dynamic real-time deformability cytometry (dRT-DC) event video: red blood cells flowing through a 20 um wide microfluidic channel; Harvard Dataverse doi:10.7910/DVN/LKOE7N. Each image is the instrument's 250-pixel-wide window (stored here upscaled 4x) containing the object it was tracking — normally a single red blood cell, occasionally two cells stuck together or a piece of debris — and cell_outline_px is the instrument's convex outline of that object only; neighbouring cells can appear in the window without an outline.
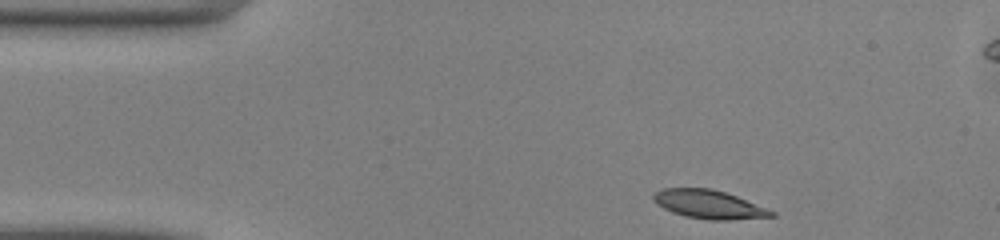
{"species": "common noctule bat (a hibernating species)", "species_latin": "Nyctalus noctula", "temperature_condition": "warm", "stored_images_in_passage": 44, "segment_of_instrument_passage": [1, 2], "camera_frame_rate_fps": 3000, "um_per_image_px": 0.085, "animal": {"sex": "male", "body_mass_g": 13.0, "forearm_length_mm": 53.1}, "frame": {"image": 1, "passage_image": 1, "time_ms": 0.0, "image_size_px": [1000, 240], "cell_outline_px": [[776, 216], [728, 220], [708, 220], [684, 216], [672, 212], [656, 204], [652, 200], [652, 192], [664, 188], [712, 188], [736, 196], [768, 208], [776, 212]], "centroid_in_image_um": [60.23, 17.37], "position_along_channel_um": 24.8, "area_um2": 19.83}}
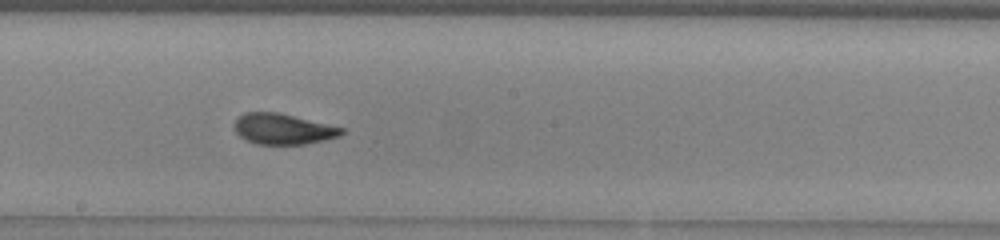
{"frame": {"image": 2, "passage_image": 20, "time_ms": 6.333, "image_size_px": [1000, 240], "cell_outline_px": [[344, 132], [340, 136], [324, 140], [304, 144], [256, 144], [244, 140], [236, 132], [236, 120], [244, 112], [276, 112], [344, 128]], "centroid_in_image_um": [24.05, 10.97], "position_along_channel_um": 224.1, "area_um2": 18.9}}
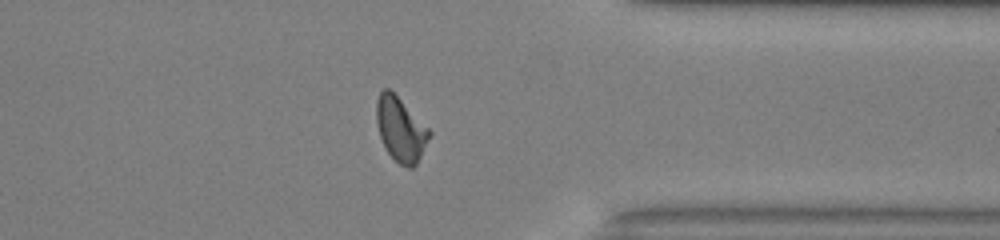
{"frame": {"image": 3, "passage_image": 32, "time_ms": 10.333, "image_size_px": [1000, 240], "cell_outline_px": [[432, 132], [416, 164], [412, 168], [408, 168], [400, 164], [388, 152], [380, 136], [376, 120], [376, 100], [380, 92], [384, 88], [388, 88]], "centroid_in_image_um": [34.03, 10.99], "position_along_channel_um": 377.4, "area_um2": 19.19}}